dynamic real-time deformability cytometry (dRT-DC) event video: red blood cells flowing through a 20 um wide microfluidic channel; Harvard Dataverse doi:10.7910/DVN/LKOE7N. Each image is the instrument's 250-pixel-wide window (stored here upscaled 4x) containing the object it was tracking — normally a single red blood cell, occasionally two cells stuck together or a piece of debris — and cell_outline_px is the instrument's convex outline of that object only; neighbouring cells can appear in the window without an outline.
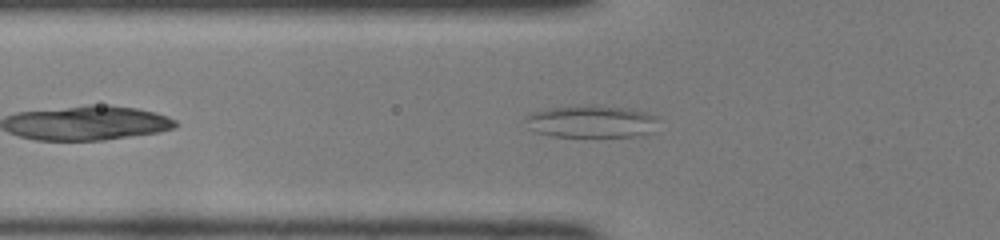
{"species": "common noctule bat (a hibernating species)", "species_latin": "Nyctalus noctula", "temperature_condition": "room temperature", "stored_images_in_passage": 40, "camera_frame_rate_fps": 3000, "um_per_image_px": 0.085, "animal": {"sex": "female", "body_mass_g": 22.0, "forearm_length_mm": 56.7}, "frame": {"image": 1, "passage_image": 7, "time_ms": 2.0, "image_size_px": [1000, 240], "cell_outline_px": [[656, 116], [648, 132], [632, 136], [552, 136], [536, 132], [528, 128], [524, 120], [524, 116], [532, 112], [548, 108], [588, 104], [596, 104], [628, 108], [648, 112]], "centroid_in_image_um": [50.13, 10.29], "position_along_channel_um": 75.7, "area_um2": 24.91}}
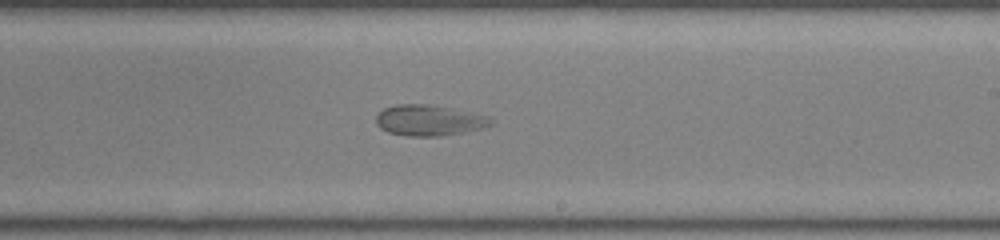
{"frame": {"image": 2, "passage_image": 20, "time_ms": 6.333, "image_size_px": [1000, 240], "cell_outline_px": [[496, 124], [464, 132], [440, 136], [408, 136], [388, 132], [380, 128], [376, 124], [376, 116], [384, 108], [396, 104], [424, 104], [452, 108], [488, 116]], "centroid_in_image_um": [36.47, 10.23], "position_along_channel_um": 252.5, "area_um2": 20.58}}
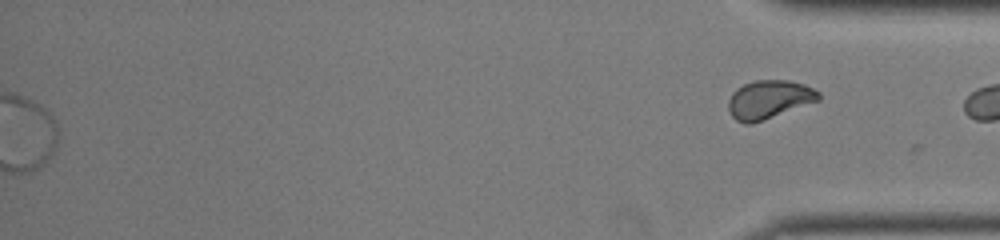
{"frame": {"image": 3, "passage_image": 40, "time_ms": 13.0, "image_size_px": [1000, 240], "cell_outline_px": [[820, 100], [752, 124], [744, 124], [736, 120], [732, 116], [728, 108], [728, 100], [732, 92], [736, 88], [744, 84], [756, 80], [788, 80], [804, 84], [820, 92]], "centroid_in_image_um": [65.35, 8.46], "position_along_channel_um": 369.8, "area_um2": 20.29}}